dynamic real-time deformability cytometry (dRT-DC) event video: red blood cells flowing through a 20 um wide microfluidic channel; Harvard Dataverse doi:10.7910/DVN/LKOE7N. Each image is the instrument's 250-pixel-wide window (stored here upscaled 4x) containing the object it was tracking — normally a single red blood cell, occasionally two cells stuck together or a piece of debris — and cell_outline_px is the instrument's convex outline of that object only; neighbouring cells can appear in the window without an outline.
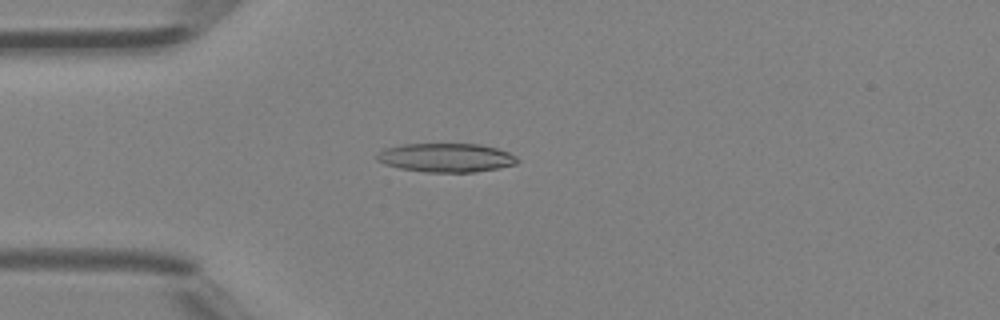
{"species": "Egyptian fruit bat (a non-hibernating species)", "species_latin": "Rousettus aegyptiacus", "temperature_condition": "room temperature", "stored_images_in_passage": 4, "camera_frame_rate_fps": 3000, "um_per_image_px": 0.085, "animal": {"sex": "female"}, "frame": {"image": 1, "passage_image": 3, "time_ms": 0.667, "image_size_px": [1000, 320], "cell_outline_px": [[520, 160], [516, 164], [496, 168], [472, 172], [424, 172], [400, 168], [384, 164], [376, 160], [376, 156], [384, 148], [404, 144], [480, 144], [496, 148], [508, 152], [516, 156]], "centroid_in_image_um": [37.91, 13.4], "position_along_channel_um": 47.1, "area_um2": 23.52}}